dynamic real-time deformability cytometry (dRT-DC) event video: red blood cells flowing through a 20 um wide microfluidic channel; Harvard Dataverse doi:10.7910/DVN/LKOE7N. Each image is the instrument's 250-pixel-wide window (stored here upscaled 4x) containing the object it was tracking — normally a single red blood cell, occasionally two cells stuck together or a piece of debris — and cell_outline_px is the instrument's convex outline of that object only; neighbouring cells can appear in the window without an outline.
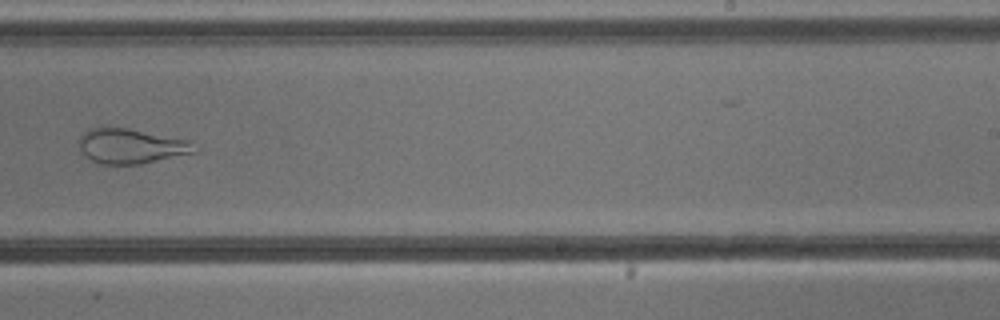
{"species": "common noctule bat (a hibernating species)", "species_latin": "Nyctalus noctula", "temperature_condition": "cold", "stored_images_in_passage": 7, "camera_frame_rate_fps": 3000, "um_per_image_px": 0.085, "animal": {"sex": "male", "body_mass_g": 13.3}, "frame": {"image": 1, "passage_image": 7, "time_ms": 7.667, "image_size_px": [1000, 320], "cell_outline_px": [[200, 148], [196, 152], [140, 164], [100, 164], [84, 156], [80, 152], [76, 140], [88, 128], [128, 128], [192, 140]], "centroid_in_image_um": [11.15, 12.42], "position_along_channel_um": 277.9, "area_um2": 23.93}}